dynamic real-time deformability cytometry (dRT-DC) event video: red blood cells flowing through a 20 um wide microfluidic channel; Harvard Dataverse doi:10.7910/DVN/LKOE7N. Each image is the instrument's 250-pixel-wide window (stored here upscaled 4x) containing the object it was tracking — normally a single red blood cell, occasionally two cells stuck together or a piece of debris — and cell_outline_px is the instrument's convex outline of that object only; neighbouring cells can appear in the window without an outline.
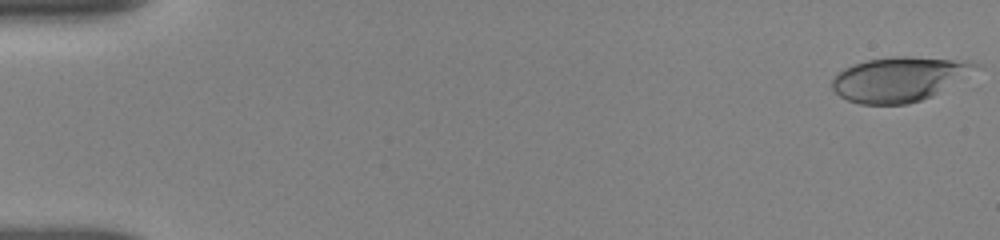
{"species": "human", "species_latin": "Homo sapiens", "temperature_condition": "room temperature", "stored_images_in_passage": 20, "camera_frame_rate_fps": 3000, "um_per_image_px": 0.085, "donor": {"sex": "female"}, "frame": {"image": 1, "passage_image": 1, "time_ms": 0.0, "image_size_px": [1000, 240], "cell_outline_px": [[984, 68], [932, 96], [908, 104], [860, 104], [848, 100], [840, 96], [832, 88], [832, 76], [844, 68], [852, 64], [864, 60], [892, 56], [912, 56], [972, 60], [984, 64]], "centroid_in_image_um": [76.54, 6.69], "position_along_channel_um": 8.5, "area_um2": 38.26}}
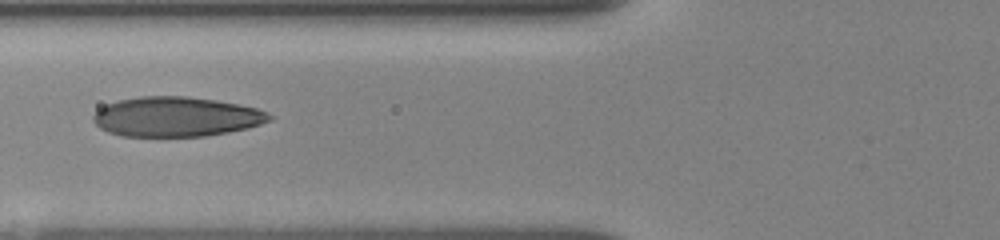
{"frame": {"image": 2, "passage_image": 15, "time_ms": 6.667, "image_size_px": [1000, 240], "cell_outline_px": [[272, 120], [248, 128], [228, 132], [204, 136], [120, 136], [108, 132], [100, 128], [92, 120], [92, 116], [104, 104], [120, 100], [140, 96], [188, 96], [216, 100], [256, 108], [268, 112], [272, 116]], "centroid_in_image_um": [14.96, 9.92], "position_along_channel_um": 110.8, "area_um2": 40.86}}
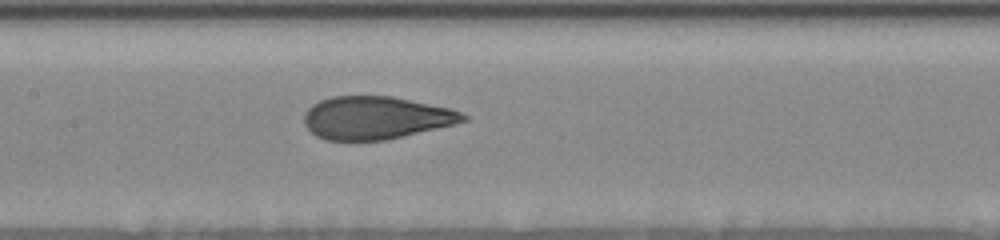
{"frame": {"image": 3, "passage_image": 20, "time_ms": 8.333, "image_size_px": [1000, 240], "cell_outline_px": [[468, 120], [452, 124], [384, 140], [324, 140], [316, 136], [304, 124], [304, 112], [312, 104], [320, 100], [332, 96], [392, 96], [452, 108], [468, 116]], "centroid_in_image_um": [31.91, 10.0], "position_along_channel_um": 175.5, "area_um2": 39.48}}